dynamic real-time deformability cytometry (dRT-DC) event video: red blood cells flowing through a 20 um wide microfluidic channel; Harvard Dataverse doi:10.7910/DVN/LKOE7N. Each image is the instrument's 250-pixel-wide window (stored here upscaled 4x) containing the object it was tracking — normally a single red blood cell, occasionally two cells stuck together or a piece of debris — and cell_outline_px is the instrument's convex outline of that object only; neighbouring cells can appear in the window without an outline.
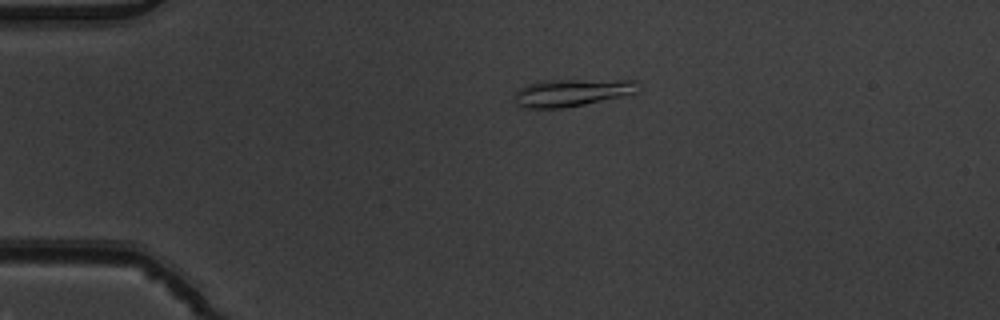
{"species": "common noctule bat (a hibernating species)", "species_latin": "Nyctalus noctula", "temperature_condition": "warm", "stored_images_in_passage": 3, "camera_frame_rate_fps": 3000, "um_per_image_px": 0.085, "animal": {"sex": "male", "body_mass_g": 19.5, "forearm_length_mm": 54.6}, "frame": {"image": 1, "passage_image": 2, "time_ms": 0.333, "image_size_px": [1000, 320], "cell_outline_px": [[640, 84], [636, 92], [620, 96], [584, 104], [564, 108], [520, 108], [516, 104], [512, 96], [524, 84], [540, 80], [636, 80]], "centroid_in_image_um": [48.51, 7.86], "position_along_channel_um": 36.5, "area_um2": 19.88}}